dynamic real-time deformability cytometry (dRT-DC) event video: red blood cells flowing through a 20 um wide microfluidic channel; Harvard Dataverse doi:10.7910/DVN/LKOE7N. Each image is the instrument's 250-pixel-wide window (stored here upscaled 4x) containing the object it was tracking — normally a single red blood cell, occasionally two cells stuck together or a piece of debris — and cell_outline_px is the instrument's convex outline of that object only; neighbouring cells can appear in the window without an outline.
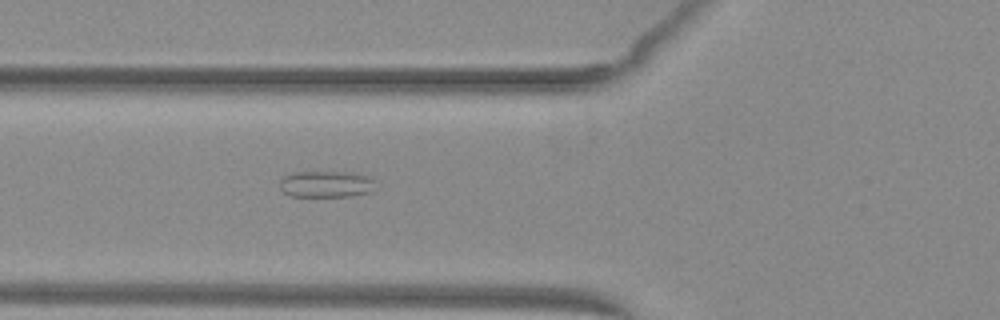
{"species": "common noctule bat (a hibernating species)", "species_latin": "Nyctalus noctula", "temperature_condition": "warm", "stored_images_in_passage": 34, "camera_frame_rate_fps": 3000, "um_per_image_px": 0.085, "animal": {"sex": "female", "body_mass_g": 29.2, "forearm_length_mm": 56.3}, "frame": {"image": 1, "passage_image": 2, "time_ms": 0.333, "image_size_px": [1000, 320], "cell_outline_px": [[380, 188], [372, 192], [352, 196], [292, 196], [284, 192], [280, 188], [280, 180], [284, 176], [296, 172], [356, 172], [372, 176], [376, 180]], "centroid_in_image_um": [27.88, 15.64], "position_along_channel_um": 97.9, "area_um2": 15.32}}
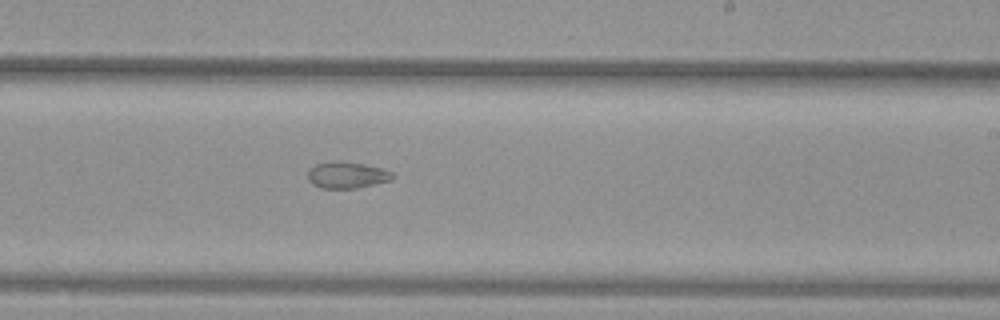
{"frame": {"image": 2, "passage_image": 14, "time_ms": 4.333, "image_size_px": [1000, 320], "cell_outline_px": [[392, 180], [356, 188], [320, 188], [312, 184], [308, 180], [308, 172], [316, 164], [332, 160], [340, 160], [364, 164], [384, 168], [392, 172]], "centroid_in_image_um": [29.48, 14.86], "position_along_channel_um": 259.5, "area_um2": 13.18}}
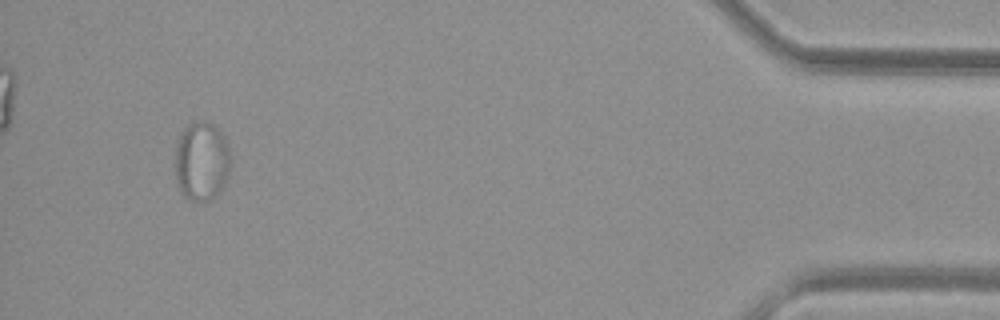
{"frame": {"image": 3, "passage_image": 31, "time_ms": 10.0, "image_size_px": [1000, 320], "cell_outline_px": [[232, 164], [228, 180], [224, 188], [212, 200], [188, 200], [184, 196], [176, 180], [176, 148], [180, 136], [184, 128], [188, 124], [196, 120], [204, 120], [212, 124], [228, 140], [232, 160]], "centroid_in_image_um": [17.21, 13.71], "position_along_channel_um": 418.0, "area_um2": 26.18}}